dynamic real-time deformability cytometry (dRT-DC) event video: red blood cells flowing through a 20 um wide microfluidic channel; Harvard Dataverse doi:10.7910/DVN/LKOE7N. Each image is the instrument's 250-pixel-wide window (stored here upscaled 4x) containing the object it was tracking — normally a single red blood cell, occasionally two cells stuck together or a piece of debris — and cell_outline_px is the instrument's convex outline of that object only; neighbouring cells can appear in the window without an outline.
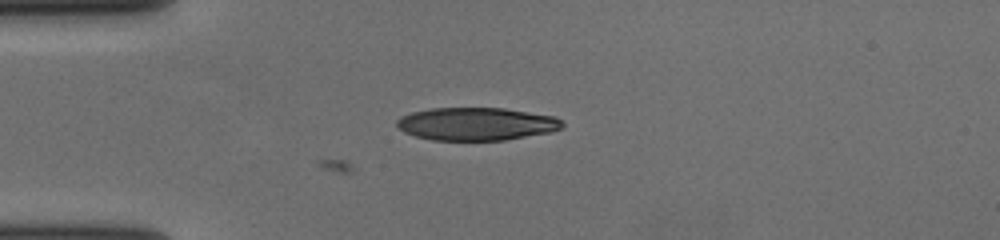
{"species": "human", "species_latin": "Homo sapiens", "temperature_condition": "cold", "stored_images_in_passage": 43, "camera_frame_rate_fps": 3000, "um_per_image_px": 0.085, "donor": {"sex": "female"}, "frame": {"image": 1, "passage_image": 1, "time_ms": 0.0, "image_size_px": [1000, 240], "cell_outline_px": [[564, 128], [552, 132], [504, 140], [432, 140], [416, 136], [404, 132], [396, 124], [396, 120], [400, 116], [412, 112], [432, 108], [504, 108], [556, 116], [564, 124]], "centroid_in_image_um": [40.52, 10.53], "position_along_channel_um": 44.5, "area_um2": 31.85}}
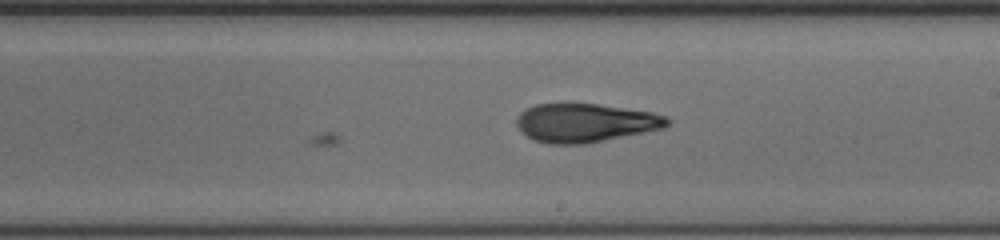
{"frame": {"image": 2, "passage_image": 19, "time_ms": 6.0, "image_size_px": [1000, 240], "cell_outline_px": [[672, 120], [664, 128], [584, 144], [548, 144], [532, 140], [520, 132], [516, 124], [516, 116], [524, 108], [536, 104], [596, 104], [652, 112], [668, 116]], "centroid_in_image_um": [49.7, 10.44], "position_along_channel_um": 239.3, "area_um2": 34.1}}
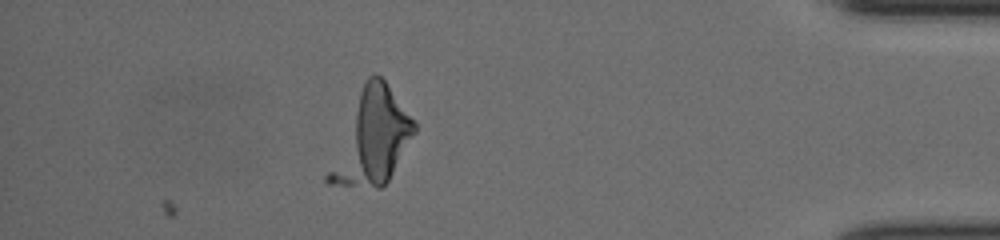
{"frame": {"image": 3, "passage_image": 36, "time_ms": 11.667, "image_size_px": [1000, 240], "cell_outline_px": [[416, 132], [388, 180], [380, 188], [376, 188], [328, 184], [324, 180], [324, 176], [364, 80], [368, 76], [376, 72], [384, 80], [416, 124]], "centroid_in_image_um": [31.58, 11.73], "position_along_channel_um": 403.6, "area_um2": 45.89}, "authors_computed_cell_mechanics": {"area_um2": 34.3332, "velocity_mm_per_s": 3.6448, "shape_relaxation_time_tau1_ms": null, "shape_relaxation_time_tau2_ms": 2.5767, "deformation_change_tau1": null, "deformation_change_tau2": 0.1043}}